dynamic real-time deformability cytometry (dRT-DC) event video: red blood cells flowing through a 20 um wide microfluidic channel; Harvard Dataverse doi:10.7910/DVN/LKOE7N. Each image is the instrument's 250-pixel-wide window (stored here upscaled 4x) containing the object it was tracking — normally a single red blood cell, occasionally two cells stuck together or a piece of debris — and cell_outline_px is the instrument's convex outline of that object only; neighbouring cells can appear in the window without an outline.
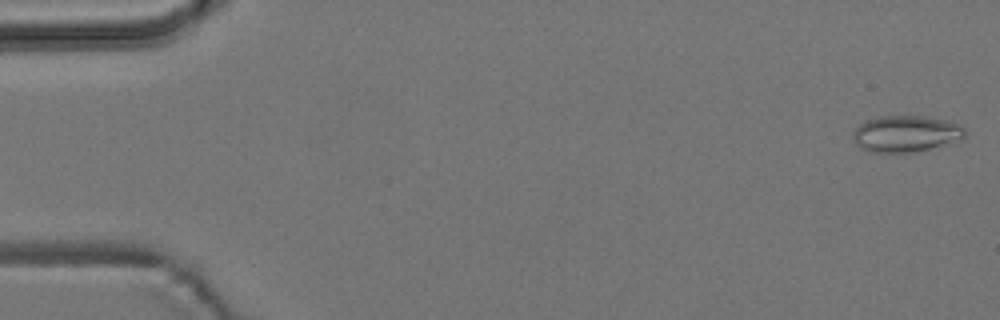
{"species": "common noctule bat (a hibernating species)", "species_latin": "Nyctalus noctula", "temperature_condition": "room temperature", "stored_images_in_passage": 5, "camera_frame_rate_fps": 3000, "um_per_image_px": 0.085, "animal": {"sex": "male", "body_mass_g": 19.2, "forearm_length_mm": 51.8}, "frame": {"image": 1, "passage_image": 1, "time_ms": 0.0, "image_size_px": [1000, 320], "cell_outline_px": [[964, 136], [948, 144], [912, 152], [868, 152], [860, 148], [852, 140], [852, 132], [864, 120], [880, 116], [920, 116], [948, 120], [960, 124], [964, 128]], "centroid_in_image_um": [76.94, 11.36], "position_along_channel_um": 8.1, "area_um2": 23.81}}